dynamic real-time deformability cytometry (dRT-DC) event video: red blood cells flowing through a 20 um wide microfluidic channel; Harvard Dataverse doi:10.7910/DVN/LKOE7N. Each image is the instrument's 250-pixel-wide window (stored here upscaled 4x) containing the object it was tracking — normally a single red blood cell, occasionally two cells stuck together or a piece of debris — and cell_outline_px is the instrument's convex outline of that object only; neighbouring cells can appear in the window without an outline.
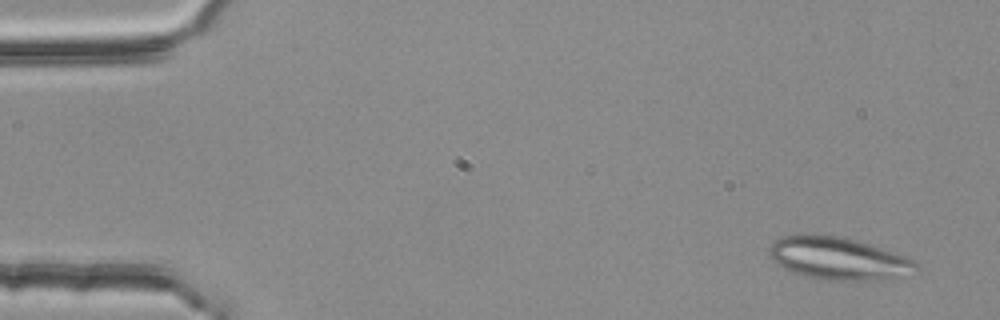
{"species": "common noctule bat (a hibernating species)", "species_latin": "Nyctalus noctula", "temperature_condition": "room temperature", "stored_images_in_passage": 4, "camera_frame_rate_fps": 3000, "um_per_image_px": 0.085, "animal": {"sex": "female", "body_mass_g": 25.1}, "frame": {"image": 1, "passage_image": 1, "time_ms": 0.0, "image_size_px": [1000, 320], "cell_outline_px": [[920, 272], [884, 280], [828, 280], [796, 272], [784, 268], [768, 252], [768, 248], [776, 240], [784, 236], [812, 232], [844, 236], [908, 256], [916, 260]], "centroid_in_image_um": [71.37, 21.93], "position_along_channel_um": 13.6, "area_um2": 36.7}}